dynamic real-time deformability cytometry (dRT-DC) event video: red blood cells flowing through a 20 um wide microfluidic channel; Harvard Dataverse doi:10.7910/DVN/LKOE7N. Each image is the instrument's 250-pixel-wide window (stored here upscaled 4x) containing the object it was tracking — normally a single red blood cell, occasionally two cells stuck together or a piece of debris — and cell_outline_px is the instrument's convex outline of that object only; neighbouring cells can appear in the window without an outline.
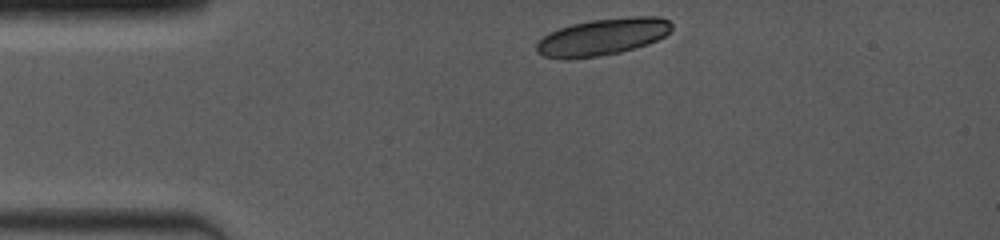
{"species": "common noctule bat (a hibernating species)", "species_latin": "Nyctalus noctula", "temperature_condition": "room temperature", "stored_images_in_passage": 3, "camera_frame_rate_fps": 4000, "um_per_image_px": 0.085, "animal": {"sex": "female", "body_mass_g": 19.0, "forearm_length_mm": 53.3}, "frame": {"image": 1, "passage_image": 1, "time_ms": 0.0, "image_size_px": [1000, 240], "cell_outline_px": [[672, 28], [664, 36], [648, 44], [620, 52], [596, 56], [564, 60], [544, 56], [536, 52], [536, 44], [544, 36], [560, 28], [572, 24], [592, 20], [628, 16], [660, 16], [668, 20], [672, 24]], "centroid_in_image_um": [51.22, 3.13], "position_along_channel_um": 33.8, "area_um2": 28.96}}